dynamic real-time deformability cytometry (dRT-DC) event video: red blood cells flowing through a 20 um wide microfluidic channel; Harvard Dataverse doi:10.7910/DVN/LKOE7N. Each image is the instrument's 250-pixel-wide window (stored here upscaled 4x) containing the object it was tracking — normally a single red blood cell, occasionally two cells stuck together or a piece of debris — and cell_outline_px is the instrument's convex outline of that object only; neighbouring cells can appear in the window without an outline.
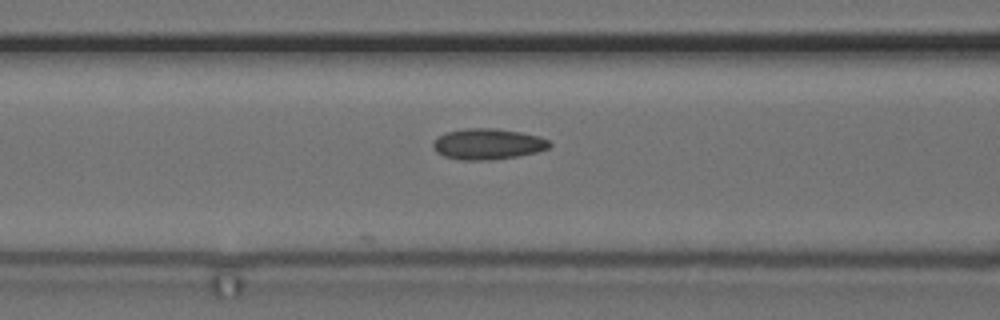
{"species": "common noctule bat (a hibernating species)", "species_latin": "Nyctalus noctula", "temperature_condition": "cold", "stored_images_in_passage": 10, "camera_frame_rate_fps": 3000, "um_per_image_px": 0.085, "animal": {"sex": "female", "body_mass_g": 24.6, "forearm_length_mm": 56.2}, "frame": {"image": 1, "passage_image": 10, "time_ms": 3.0, "image_size_px": [1000, 320], "cell_outline_px": [[552, 144], [548, 148], [536, 152], [516, 156], [492, 160], [460, 160], [444, 156], [436, 152], [432, 148], [432, 144], [440, 136], [448, 132], [468, 128], [496, 128], [520, 132], [540, 136], [548, 140]], "centroid_in_image_um": [41.47, 12.25], "position_along_channel_um": 125.1, "area_um2": 20.87}}